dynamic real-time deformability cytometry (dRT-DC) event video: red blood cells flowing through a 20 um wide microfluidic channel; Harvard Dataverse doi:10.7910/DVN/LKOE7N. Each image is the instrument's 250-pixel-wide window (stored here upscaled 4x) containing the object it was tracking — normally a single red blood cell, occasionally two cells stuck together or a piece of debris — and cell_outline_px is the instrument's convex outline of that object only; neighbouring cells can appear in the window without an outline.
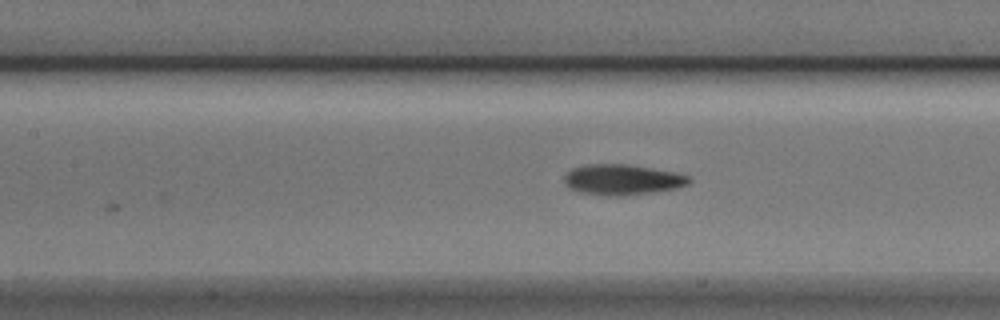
{"species": "Egyptian fruit bat (a non-hibernating species)", "species_latin": "Rousettus aegyptiacus", "temperature_condition": "cold", "stored_images_in_passage": 7, "camera_frame_rate_fps": 3000, "um_per_image_px": 0.085, "animal": {"sex": "male"}, "frame": {"image": 1, "passage_image": 7, "time_ms": 2.0, "image_size_px": [1000, 320], "cell_outline_px": [[692, 180], [688, 184], [676, 188], [652, 192], [620, 196], [608, 196], [580, 192], [572, 188], [564, 180], [564, 176], [572, 168], [588, 164], [628, 164], [672, 172], [688, 176]], "centroid_in_image_um": [52.89, 15.27], "position_along_channel_um": 154.5, "area_um2": 21.85}}